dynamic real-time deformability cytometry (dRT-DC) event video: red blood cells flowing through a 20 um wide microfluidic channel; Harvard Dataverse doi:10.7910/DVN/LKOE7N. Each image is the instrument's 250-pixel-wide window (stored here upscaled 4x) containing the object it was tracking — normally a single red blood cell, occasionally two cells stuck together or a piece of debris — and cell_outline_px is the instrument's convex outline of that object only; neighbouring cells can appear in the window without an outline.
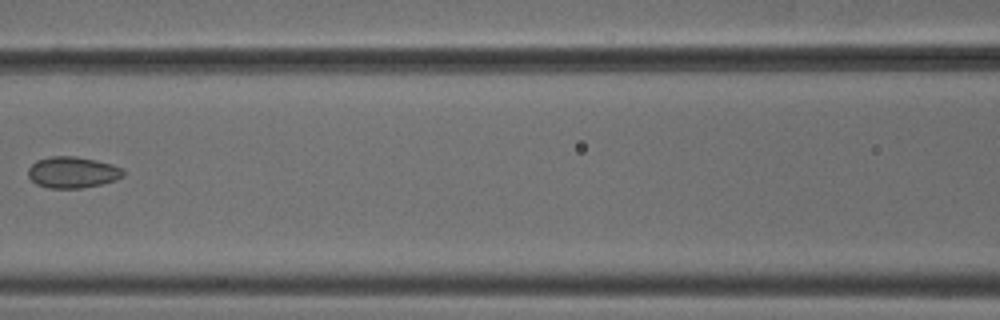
{"species": "common noctule bat (a hibernating species)", "species_latin": "Nyctalus noctula", "temperature_condition": "cold", "stored_images_in_passage": 7, "camera_frame_rate_fps": 3000, "um_per_image_px": 0.085, "animal": {"sex": "male", "body_mass_g": 18.8}, "frame": {"image": 1, "passage_image": 6, "time_ms": 1.667, "image_size_px": [1000, 320], "cell_outline_px": [[124, 176], [116, 180], [100, 184], [80, 188], [48, 188], [36, 184], [28, 176], [28, 168], [36, 160], [52, 156], [76, 156], [96, 160], [112, 164], [120, 168], [124, 172]], "centroid_in_image_um": [6.15, 14.64], "position_along_channel_um": 160.5, "area_um2": 17.34}}
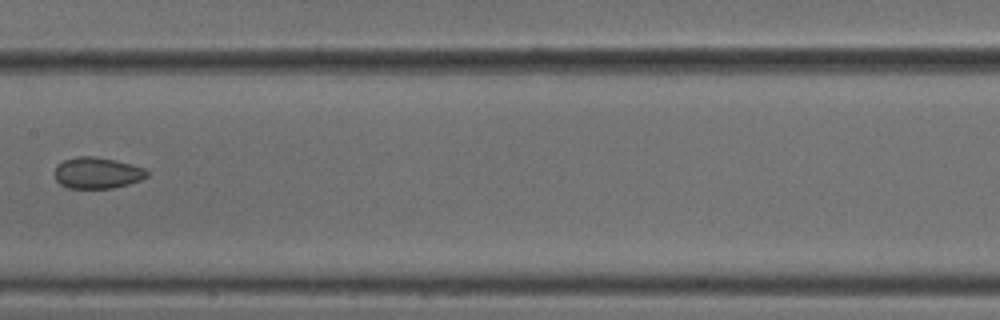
{"frame": {"image": 2, "passage_image": 7, "time_ms": 2.0, "image_size_px": [1000, 320], "cell_outline_px": [[148, 176], [140, 180], [128, 184], [112, 188], [68, 188], [60, 184], [56, 180], [56, 164], [64, 160], [80, 156], [96, 156], [116, 160], [132, 164], [144, 168], [148, 172]], "centroid_in_image_um": [8.27, 14.69], "position_along_channel_um": 199.1, "area_um2": 16.82}}